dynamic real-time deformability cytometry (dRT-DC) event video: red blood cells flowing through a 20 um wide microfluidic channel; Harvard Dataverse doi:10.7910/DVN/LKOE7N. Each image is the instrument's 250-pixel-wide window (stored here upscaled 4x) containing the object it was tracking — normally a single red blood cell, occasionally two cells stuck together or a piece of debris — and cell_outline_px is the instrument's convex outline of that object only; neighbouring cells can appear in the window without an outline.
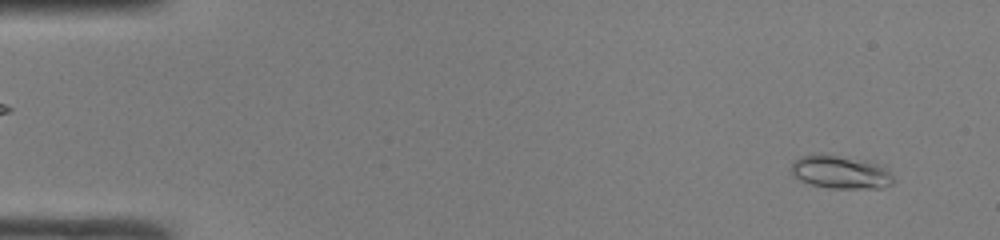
{"species": "common noctule bat (a hibernating species)", "species_latin": "Nyctalus noctula", "temperature_condition": "room temperature", "stored_images_in_passage": 48, "camera_frame_rate_fps": 3000, "um_per_image_px": 0.085, "animal": {"sex": "male", "body_mass_g": 19.0, "forearm_length_mm": 50.8}, "frame": {"image": 1, "passage_image": 3, "time_ms": 0.667, "image_size_px": [1000, 240], "cell_outline_px": [[892, 184], [880, 188], [828, 188], [812, 184], [800, 180], [792, 172], [792, 164], [800, 156], [812, 152], [884, 164], [892, 176]], "centroid_in_image_um": [71.45, 14.62], "position_along_channel_um": 13.5, "area_um2": 19.59}}
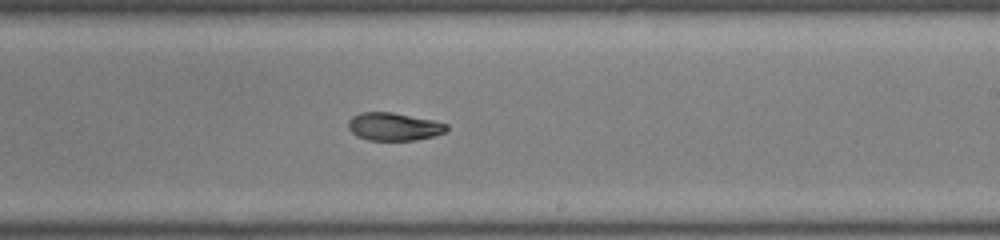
{"frame": {"image": 2, "passage_image": 29, "time_ms": 9.333, "image_size_px": [1000, 240], "cell_outline_px": [[448, 128], [444, 132], [432, 136], [416, 140], [368, 140], [356, 136], [348, 128], [348, 120], [352, 116], [360, 112], [392, 112], [432, 120], [448, 124]], "centroid_in_image_um": [33.44, 10.76], "position_along_channel_um": 255.6, "area_um2": 15.95}}
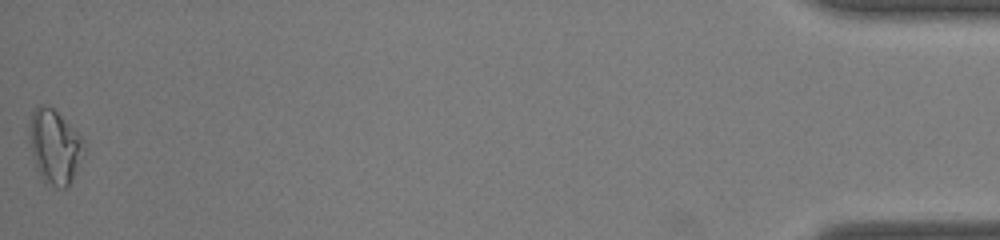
{"frame": {"image": 3, "passage_image": 48, "time_ms": 15.667, "image_size_px": [1000, 240], "cell_outline_px": [[84, 148], [72, 180], [68, 188], [60, 188], [44, 180], [40, 176], [36, 168], [32, 152], [32, 112], [40, 104], [44, 104], [52, 108], [84, 140]], "centroid_in_image_um": [4.67, 12.49], "position_along_channel_um": 430.5, "area_um2": 22.37}, "authors_computed_cell_mechanics": {"area_um2": 16.8776, "velocity_mm_per_s": 4.235, "shape_relaxation_time_tau1_ms": 11.2208, "shape_relaxation_time_tau2_ms": 2.1872, "deformation_change_tau1": 0.2806, "deformation_change_tau2": 0.065}}